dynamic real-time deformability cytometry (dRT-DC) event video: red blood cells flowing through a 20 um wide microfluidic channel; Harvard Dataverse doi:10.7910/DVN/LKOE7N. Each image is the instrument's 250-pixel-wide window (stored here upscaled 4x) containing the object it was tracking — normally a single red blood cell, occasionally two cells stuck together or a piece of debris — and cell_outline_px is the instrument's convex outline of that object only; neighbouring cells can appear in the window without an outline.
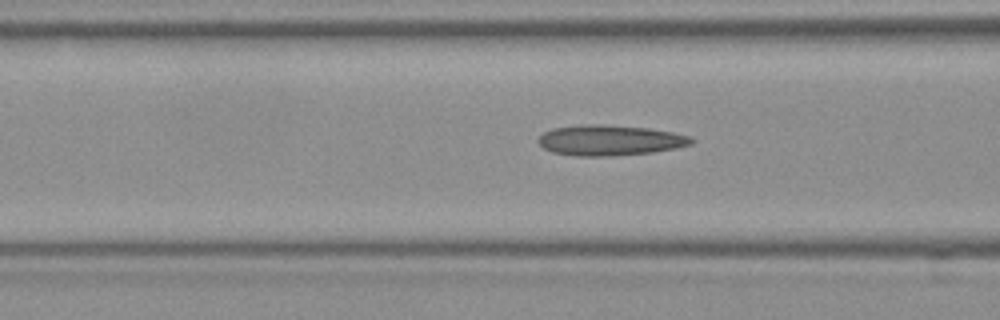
{"species": "Egyptian fruit bat (a non-hibernating species)", "species_latin": "Rousettus aegyptiacus", "temperature_condition": "room temperature", "stored_images_in_passage": 20, "camera_frame_rate_fps": 3000, "um_per_image_px": 0.085, "frame": {"image": 1, "passage_image": 17, "time_ms": 5.333, "image_size_px": [1000, 320], "cell_outline_px": [[696, 140], [692, 144], [676, 148], [652, 152], [612, 156], [576, 156], [552, 152], [544, 148], [536, 140], [544, 132], [552, 128], [588, 124], [604, 124], [648, 128], [672, 132], [692, 136]], "centroid_in_image_um": [51.86, 11.92], "position_along_channel_um": 114.7, "area_um2": 27.34}}